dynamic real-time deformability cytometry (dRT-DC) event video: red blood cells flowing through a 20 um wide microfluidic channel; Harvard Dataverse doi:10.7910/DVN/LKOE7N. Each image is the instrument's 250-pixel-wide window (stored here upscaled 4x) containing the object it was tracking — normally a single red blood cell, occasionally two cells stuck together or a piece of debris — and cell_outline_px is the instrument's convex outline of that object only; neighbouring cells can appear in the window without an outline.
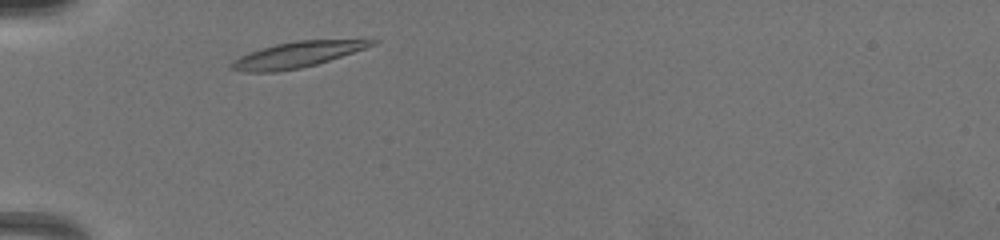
{"species": "common noctule bat (a hibernating species)", "species_latin": "Nyctalus noctula", "temperature_condition": "warm", "stored_images_in_passage": 11, "camera_frame_rate_fps": 3000, "um_per_image_px": 0.085, "animal": {"sex": "female", "body_mass_g": 19.5, "forearm_length_mm": 54.1}, "frame": {"image": 1, "passage_image": 2, "time_ms": 0.667, "image_size_px": [1000, 240], "cell_outline_px": [[380, 40], [376, 44], [316, 64], [300, 68], [276, 72], [244, 72], [228, 68], [228, 64], [232, 60], [240, 56], [260, 48], [276, 44], [296, 40], [364, 36]], "centroid_in_image_um": [25.37, 4.58], "position_along_channel_um": 59.6, "area_um2": 22.02}}
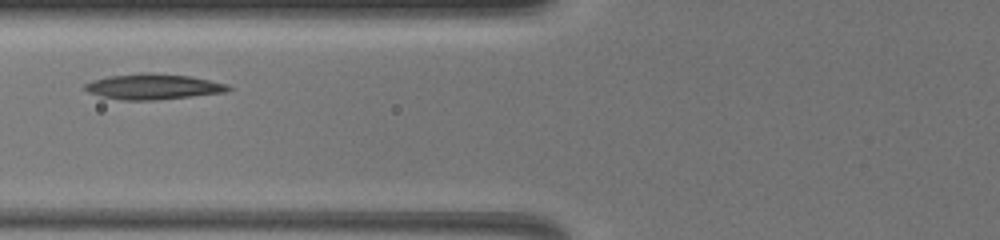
{"frame": {"image": 2, "passage_image": 6, "time_ms": 2.333, "image_size_px": [1000, 240], "cell_outline_px": [[232, 88], [224, 92], [156, 100], [124, 100], [100, 96], [88, 92], [84, 88], [84, 84], [92, 80], [108, 76], [140, 72], [152, 72], [188, 76], [228, 84]], "centroid_in_image_um": [12.97, 7.35], "position_along_channel_um": 112.8, "area_um2": 21.27}}
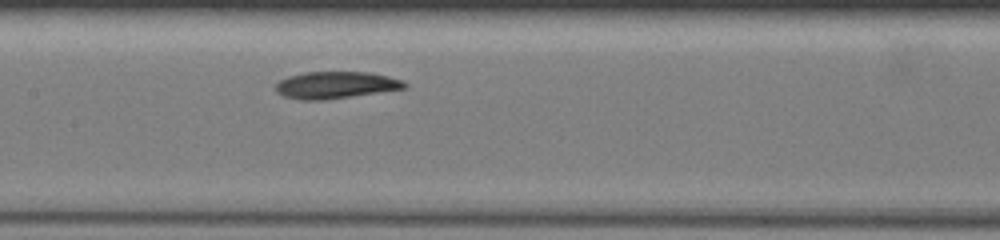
{"frame": {"image": 3, "passage_image": 10, "time_ms": 4.0, "image_size_px": [1000, 240], "cell_outline_px": [[408, 88], [324, 100], [300, 100], [284, 96], [276, 92], [276, 84], [280, 80], [288, 76], [304, 72], [368, 72], [388, 76], [404, 80], [408, 84]], "centroid_in_image_um": [28.56, 7.23], "position_along_channel_um": 178.8, "area_um2": 20.35}}